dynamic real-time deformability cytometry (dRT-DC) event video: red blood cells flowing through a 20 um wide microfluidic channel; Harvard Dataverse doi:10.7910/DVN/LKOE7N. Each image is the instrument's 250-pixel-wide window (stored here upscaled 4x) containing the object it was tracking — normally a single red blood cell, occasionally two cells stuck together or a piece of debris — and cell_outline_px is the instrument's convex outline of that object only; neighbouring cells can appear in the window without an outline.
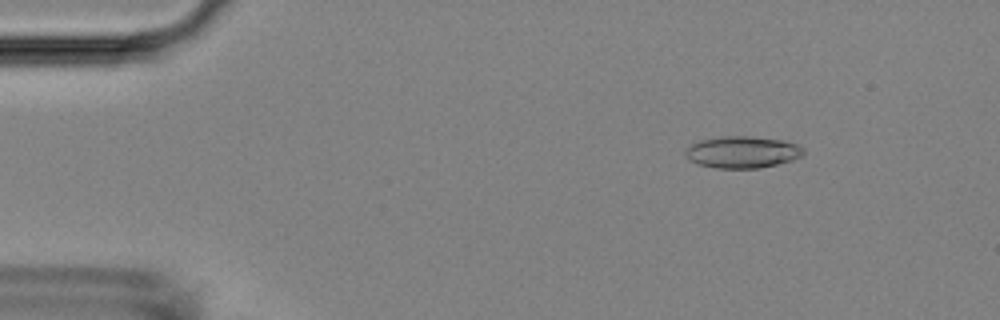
{"species": "Egyptian fruit bat (a non-hibernating species)", "species_latin": "Rousettus aegyptiacus", "temperature_condition": "room temperature", "stored_images_in_passage": 52, "camera_frame_rate_fps": 3000, "um_per_image_px": 0.085, "animal": {"sex": "female"}, "frame": {"image": 1, "passage_image": 7, "time_ms": 2.0, "image_size_px": [1000, 320], "cell_outline_px": [[804, 156], [792, 160], [760, 168], [716, 168], [700, 164], [692, 160], [684, 152], [684, 148], [700, 140], [720, 136], [752, 136], [784, 140], [796, 144], [804, 148]], "centroid_in_image_um": [63.14, 12.91], "position_along_channel_um": 21.9, "area_um2": 21.91}}
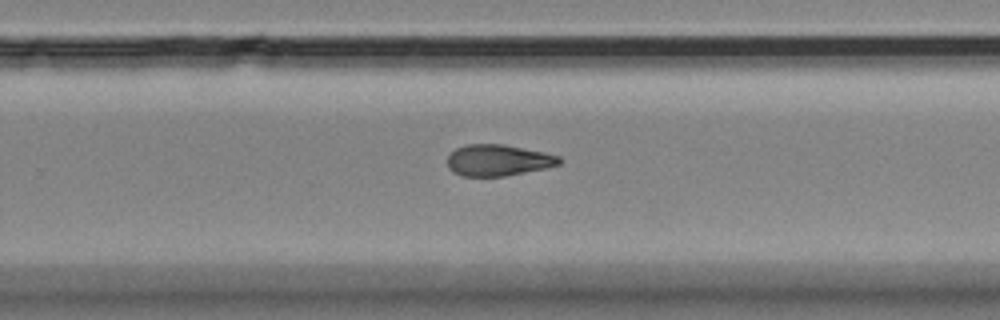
{"frame": {"image": 2, "passage_image": 34, "time_ms": 11.0, "image_size_px": [1000, 320], "cell_outline_px": [[564, 160], [560, 164], [548, 168], [504, 176], [460, 176], [452, 172], [448, 168], [448, 156], [456, 148], [464, 144], [504, 144], [544, 152], [560, 156]], "centroid_in_image_um": [42.36, 13.62], "position_along_channel_um": 287.4, "area_um2": 20.69}}
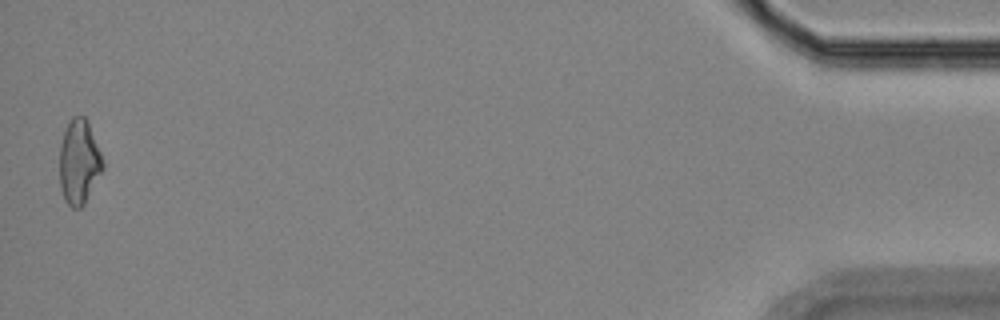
{"frame": {"image": 3, "passage_image": 52, "time_ms": 17.0, "image_size_px": [1000, 320], "cell_outline_px": [[104, 168], [84, 204], [80, 208], [72, 208], [64, 200], [60, 188], [60, 144], [64, 132], [72, 116], [84, 116], [88, 120], [100, 152], [104, 164]], "centroid_in_image_um": [6.72, 13.77], "position_along_channel_um": 428.5, "area_um2": 21.27}, "authors_computed_cell_mechanics": {"area_um2": 21.097, "velocity_mm_per_s": 3.8123, "shape_relaxation_time_tau1_ms": null, "shape_relaxation_time_tau2_ms": 5.3085, "deformation_change_tau1": null, "deformation_change_tau2": 0.1438}}